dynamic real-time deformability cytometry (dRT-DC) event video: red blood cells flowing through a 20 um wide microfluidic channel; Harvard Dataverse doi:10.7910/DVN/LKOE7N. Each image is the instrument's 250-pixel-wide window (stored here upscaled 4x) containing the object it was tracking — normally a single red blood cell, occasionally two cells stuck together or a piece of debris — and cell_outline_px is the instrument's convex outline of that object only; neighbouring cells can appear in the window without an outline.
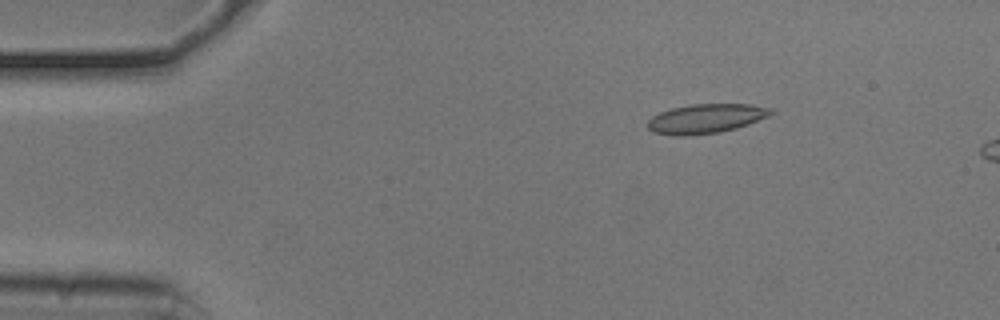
{"species": "common noctule bat (a hibernating species)", "species_latin": "Nyctalus noctula", "temperature_condition": "cold", "stored_images_in_passage": 13, "camera_frame_rate_fps": 3000, "um_per_image_px": 0.085, "animal": {"sex": "male", "body_mass_g": 20.5, "forearm_length_mm": 52.5}, "frame": {"image": 1, "passage_image": 8, "time_ms": 2.333, "image_size_px": [1000, 320], "cell_outline_px": [[776, 112], [768, 116], [748, 124], [736, 128], [720, 132], [684, 136], [672, 136], [652, 132], [648, 128], [648, 120], [652, 116], [660, 112], [672, 108], [692, 104], [748, 104], [772, 108]], "centroid_in_image_um": [59.99, 10.08], "position_along_channel_um": 25.0, "area_um2": 21.15}}